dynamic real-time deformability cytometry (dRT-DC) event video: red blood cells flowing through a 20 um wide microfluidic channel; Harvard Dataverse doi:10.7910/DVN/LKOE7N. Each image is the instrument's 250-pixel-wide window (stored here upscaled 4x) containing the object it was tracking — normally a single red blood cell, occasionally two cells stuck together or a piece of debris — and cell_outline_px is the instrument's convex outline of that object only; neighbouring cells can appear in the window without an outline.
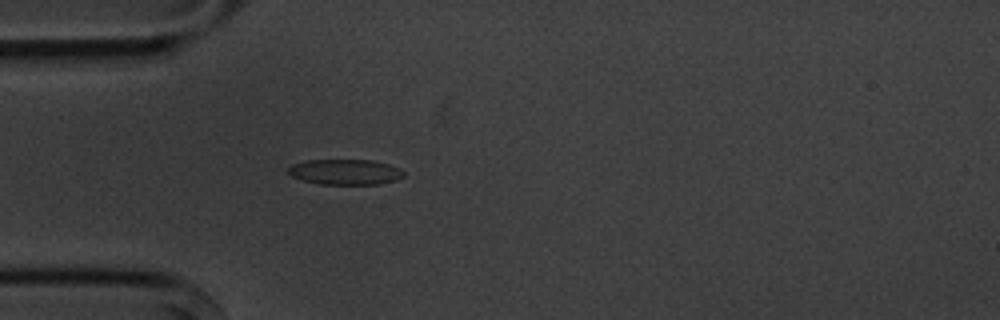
{"species": "common noctule bat (a hibernating species)", "species_latin": "Nyctalus noctula", "temperature_condition": "cold", "stored_images_in_passage": 5, "camera_frame_rate_fps": 3000, "um_per_image_px": 0.085, "animal": {"sex": "male", "body_mass_g": 20.1, "forearm_length_mm": 53.5}, "frame": {"image": 1, "passage_image": 5, "time_ms": 5.0, "image_size_px": [1000, 320], "cell_outline_px": [[404, 176], [396, 180], [380, 184], [320, 184], [304, 180], [292, 176], [288, 172], [288, 168], [292, 164], [304, 160], [372, 160], [388, 164], [400, 168], [404, 172]], "centroid_in_image_um": [29.36, 14.61], "position_along_channel_um": 55.6, "area_um2": 17.11}}